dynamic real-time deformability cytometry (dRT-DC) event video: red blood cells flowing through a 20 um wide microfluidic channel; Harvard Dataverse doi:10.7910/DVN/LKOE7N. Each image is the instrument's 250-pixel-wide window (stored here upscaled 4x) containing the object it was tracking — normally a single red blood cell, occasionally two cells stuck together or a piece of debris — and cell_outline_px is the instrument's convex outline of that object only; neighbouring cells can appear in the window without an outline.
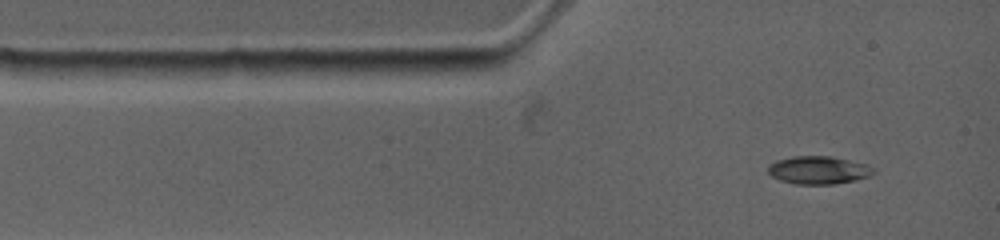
{"species": "common noctule bat (a hibernating species)", "species_latin": "Nyctalus noctula", "temperature_condition": "warm", "stored_images_in_passage": 40, "camera_frame_rate_fps": 4500, "um_per_image_px": 0.085, "animal": {"sex": "female", "body_mass_g": 19.0, "forearm_length_mm": 53.3}, "frame": {"image": 1, "passage_image": 1, "time_ms": 0.0, "image_size_px": [1000, 240], "cell_outline_px": [[876, 172], [872, 176], [856, 180], [832, 184], [796, 184], [780, 180], [772, 176], [768, 172], [768, 164], [776, 160], [792, 156], [832, 156], [868, 164], [876, 168]], "centroid_in_image_um": [69.62, 14.45], "position_along_channel_um": 15.4, "area_um2": 17.46}}
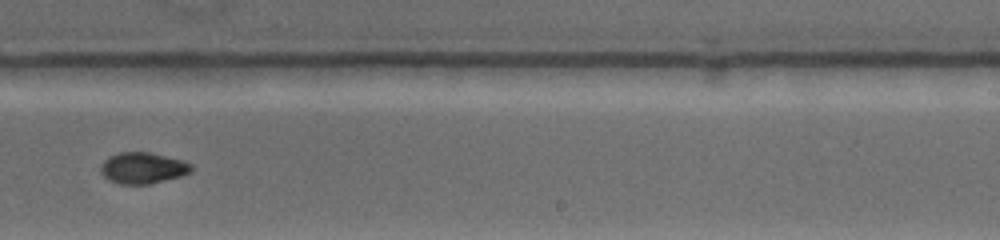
{"frame": {"image": 2, "passage_image": 18, "time_ms": 7.333, "image_size_px": [1000, 240], "cell_outline_px": [[192, 172], [180, 176], [152, 184], [116, 184], [108, 180], [100, 172], [100, 168], [104, 160], [108, 156], [120, 152], [148, 152], [180, 160], [192, 164]], "centroid_in_image_um": [12.1, 14.29], "position_along_channel_um": 276.9, "area_um2": 16.53}}
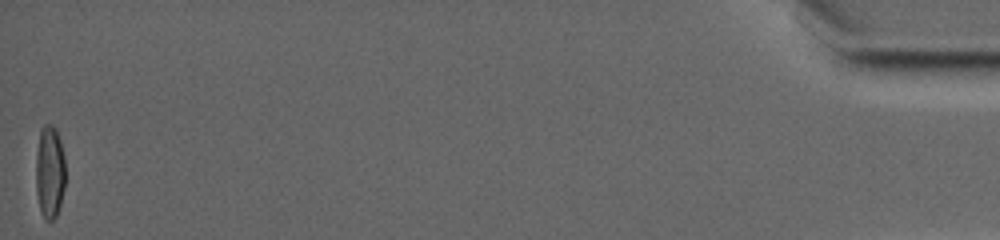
{"frame": {"image": 3, "passage_image": 40, "time_ms": 15.778, "image_size_px": [1000, 240], "cell_outline_px": [[64, 188], [60, 204], [56, 216], [52, 220], [44, 220], [40, 212], [36, 192], [36, 152], [40, 128], [44, 124], [52, 124], [56, 128], [60, 140], [64, 156]], "centroid_in_image_um": [4.2, 14.6], "position_along_channel_um": 431.0, "area_um2": 16.18}, "authors_computed_cell_mechanics": {"area_um2": 16.2996, "velocity_mm_per_s": 3.8587, "shape_relaxation_time_tau1_ms": 5.1508, "shape_relaxation_time_tau2_ms": 2.4923, "deformation_change_tau1": 0.1959, "deformation_change_tau2": 0.0276}}